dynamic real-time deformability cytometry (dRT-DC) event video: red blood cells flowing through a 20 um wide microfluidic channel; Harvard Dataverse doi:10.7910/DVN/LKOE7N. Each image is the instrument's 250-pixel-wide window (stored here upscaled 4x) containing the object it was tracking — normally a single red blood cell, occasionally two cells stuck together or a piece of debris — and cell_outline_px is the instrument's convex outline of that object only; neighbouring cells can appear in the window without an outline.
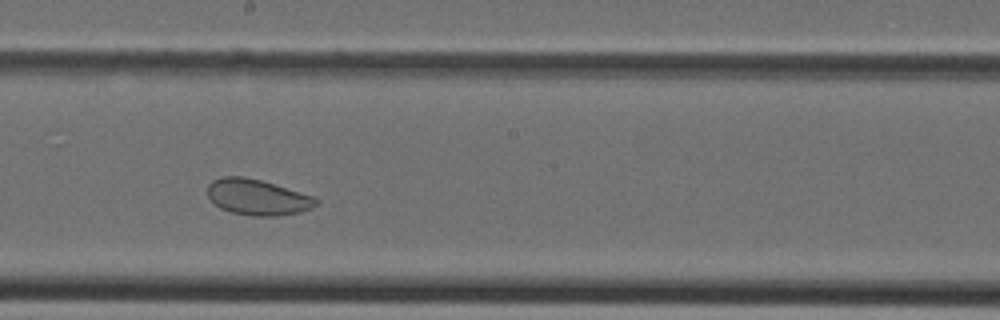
{"species": "Egyptian fruit bat (a non-hibernating species)", "species_latin": "Rousettus aegyptiacus", "temperature_condition": "cold", "stored_images_in_passage": 33, "camera_frame_rate_fps": 3000, "um_per_image_px": 0.085, "animal": {"sex": "female"}, "frame": {"image": 1, "passage_image": 15, "time_ms": 4.667, "image_size_px": [1000, 320], "cell_outline_px": [[320, 200], [312, 208], [300, 212], [276, 216], [252, 216], [232, 212], [220, 208], [208, 196], [208, 184], [212, 180], [220, 176], [244, 176], [260, 180], [312, 196]], "centroid_in_image_um": [21.86, 16.76], "position_along_channel_um": 226.3, "area_um2": 22.48}}